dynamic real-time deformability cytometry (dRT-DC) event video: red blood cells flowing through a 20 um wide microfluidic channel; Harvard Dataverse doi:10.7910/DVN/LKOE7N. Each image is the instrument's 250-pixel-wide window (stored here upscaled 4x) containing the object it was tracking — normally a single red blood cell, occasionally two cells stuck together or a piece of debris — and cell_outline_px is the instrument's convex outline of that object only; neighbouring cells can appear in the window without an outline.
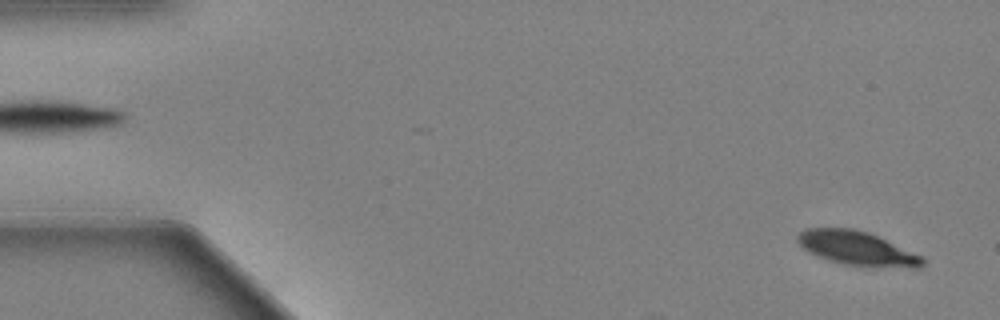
{"species": "Egyptian fruit bat (a non-hibernating species)", "species_latin": "Rousettus aegyptiacus", "temperature_condition": "warm", "stored_images_in_passage": 5, "camera_frame_rate_fps": 3000, "um_per_image_px": 0.085, "animal": {"sex": "female"}, "frame": {"image": 1, "passage_image": 2, "time_ms": 0.333, "image_size_px": [1000, 320], "cell_outline_px": [[924, 264], [920, 268], [912, 268], [844, 264], [828, 260], [816, 256], [808, 252], [796, 240], [796, 236], [804, 228], [852, 228], [868, 232], [924, 256]], "centroid_in_image_um": [72.85, 21.1], "position_along_channel_um": 12.2, "area_um2": 24.74}}